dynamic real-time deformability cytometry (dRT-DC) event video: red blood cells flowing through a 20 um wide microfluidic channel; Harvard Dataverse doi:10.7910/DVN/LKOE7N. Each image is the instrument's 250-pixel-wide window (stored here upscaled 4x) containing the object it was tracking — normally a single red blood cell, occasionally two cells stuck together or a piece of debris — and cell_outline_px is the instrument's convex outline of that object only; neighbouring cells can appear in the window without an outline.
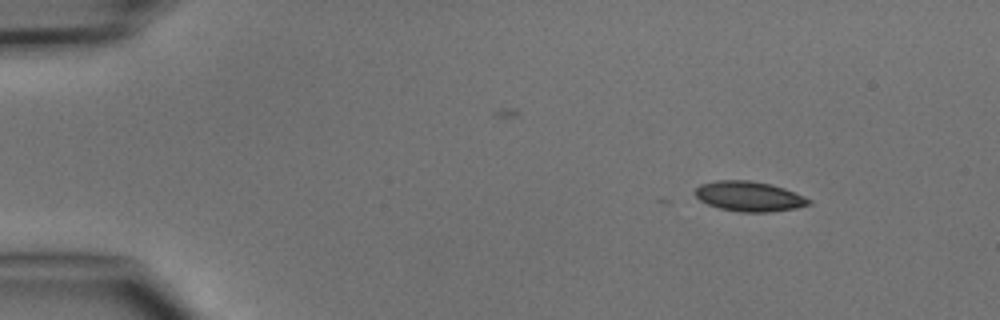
{"species": "common noctule bat (a hibernating species)", "species_latin": "Nyctalus noctula", "temperature_condition": "cold", "stored_images_in_passage": 5, "camera_frame_rate_fps": 3000, "um_per_image_px": 0.085, "animal": {"sex": "male", "body_mass_g": 15.6}, "frame": {"image": 1, "passage_image": 2, "time_ms": 1.333, "image_size_px": [1000, 320], "cell_outline_px": [[812, 204], [796, 208], [768, 212], [740, 212], [720, 208], [708, 204], [700, 200], [696, 196], [696, 188], [700, 184], [716, 180], [752, 180], [772, 184], [784, 188], [804, 196], [812, 200]], "centroid_in_image_um": [63.7, 16.68], "position_along_channel_um": 21.3, "area_um2": 19.94}}
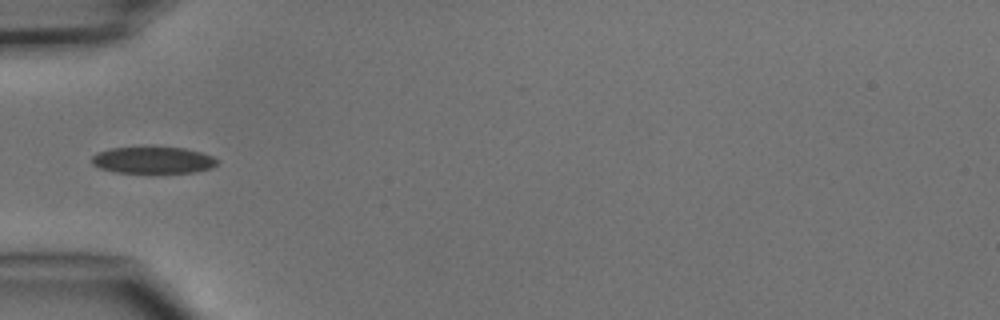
{"frame": {"image": 2, "passage_image": 5, "time_ms": 4.667, "image_size_px": [1000, 320], "cell_outline_px": [[220, 160], [212, 168], [192, 172], [156, 176], [152, 176], [116, 172], [100, 168], [92, 164], [92, 156], [96, 152], [112, 148], [152, 144], [184, 148], [200, 152], [212, 156]], "centroid_in_image_um": [13.0, 13.62], "position_along_channel_um": 72.0, "area_um2": 21.33}}